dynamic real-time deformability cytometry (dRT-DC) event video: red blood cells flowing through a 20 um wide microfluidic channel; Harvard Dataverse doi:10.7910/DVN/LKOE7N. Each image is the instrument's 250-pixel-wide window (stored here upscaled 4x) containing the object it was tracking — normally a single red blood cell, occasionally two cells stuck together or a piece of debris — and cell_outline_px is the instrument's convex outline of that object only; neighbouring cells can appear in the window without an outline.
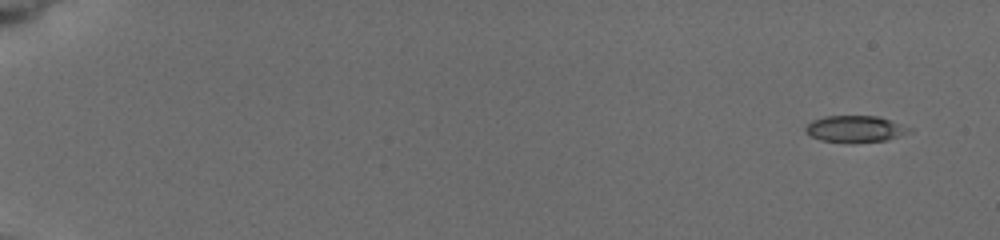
{"species": "common noctule bat (a hibernating species)", "species_latin": "Nyctalus noctula", "temperature_condition": "cold", "stored_images_in_passage": 7, "camera_frame_rate_fps": 3000, "um_per_image_px": 0.085, "animal": {"sex": "female", "body_mass_g": 19.5, "forearm_length_mm": 54.1}, "frame": {"image": 1, "passage_image": 1, "time_ms": 0.0, "image_size_px": [1000, 240], "cell_outline_px": [[912, 132], [888, 140], [852, 144], [820, 140], [804, 132], [804, 128], [812, 120], [824, 116], [880, 116], [912, 128]], "centroid_in_image_um": [72.71, 10.98], "position_along_channel_um": 12.3, "area_um2": 16.53}}